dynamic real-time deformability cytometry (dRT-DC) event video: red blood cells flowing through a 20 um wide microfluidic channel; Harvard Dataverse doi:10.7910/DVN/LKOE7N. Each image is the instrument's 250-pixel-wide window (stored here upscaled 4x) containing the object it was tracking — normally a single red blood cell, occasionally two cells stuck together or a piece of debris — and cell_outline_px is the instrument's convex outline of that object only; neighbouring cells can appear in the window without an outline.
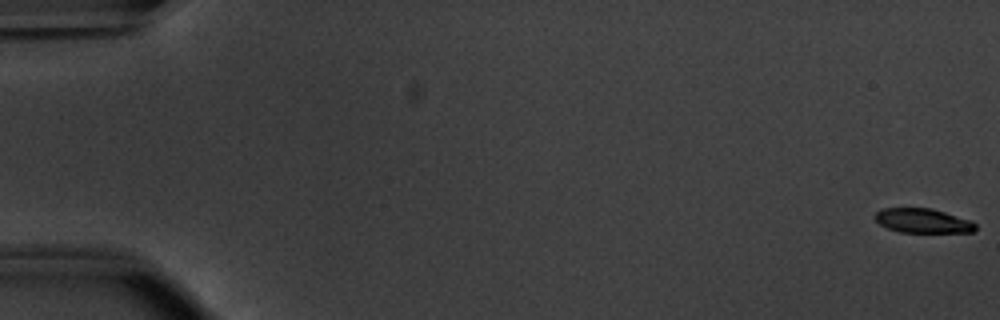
{"species": "common noctule bat (a hibernating species)", "species_latin": "Nyctalus noctula", "temperature_condition": "warm", "stored_images_in_passage": 54, "camera_frame_rate_fps": 3000, "um_per_image_px": 0.085, "animal": {"sex": "male", "body_mass_g": 20.1, "forearm_length_mm": 53.5}, "frame": {"image": 1, "passage_image": 1, "time_ms": 0.0, "image_size_px": [1000, 320], "cell_outline_px": [[976, 228], [972, 232], [900, 232], [888, 228], [880, 224], [872, 216], [880, 208], [932, 208], [968, 220], [976, 224]], "centroid_in_image_um": [78.38, 18.75], "position_along_channel_um": 6.6, "area_um2": 14.16}}
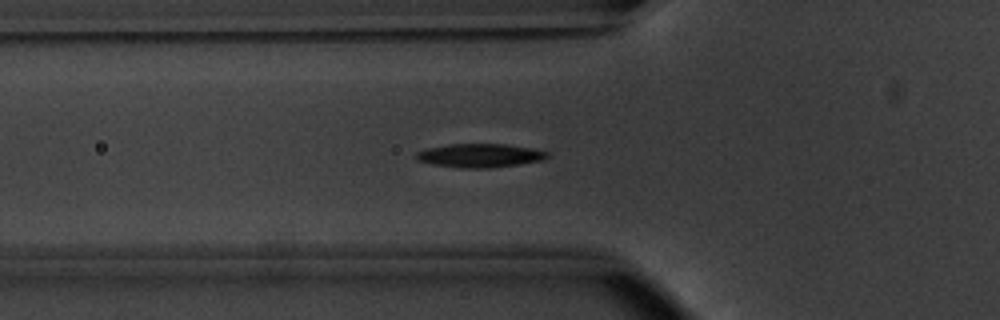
{"frame": {"image": 2, "passage_image": 20, "time_ms": 6.333, "image_size_px": [1000, 320], "cell_outline_px": [[548, 156], [544, 160], [520, 164], [492, 168], [460, 168], [432, 164], [416, 160], [416, 152], [428, 148], [448, 144], [504, 144], [532, 148], [548, 152]], "centroid_in_image_um": [40.79, 13.22], "position_along_channel_um": 85.0, "area_um2": 18.15}}
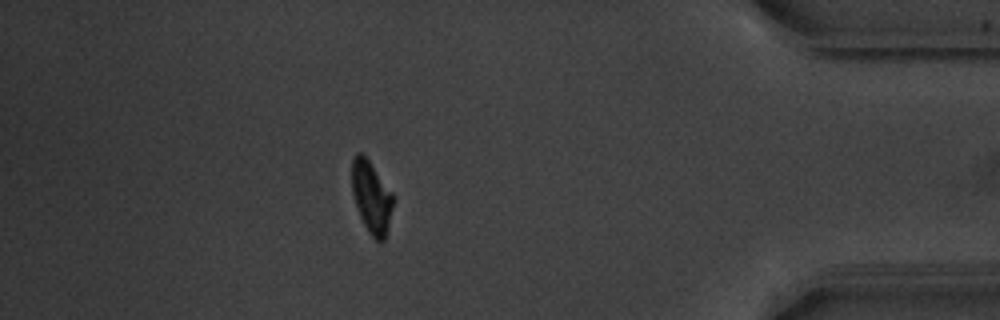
{"frame": {"image": 3, "passage_image": 48, "time_ms": 15.667, "image_size_px": [1000, 320], "cell_outline_px": [[392, 208], [384, 240], [376, 240], [368, 232], [360, 216], [352, 192], [352, 160], [356, 152], [360, 152], [368, 160], [392, 192]], "centroid_in_image_um": [31.55, 16.73], "position_along_channel_um": 403.7, "area_um2": 16.76}, "authors_computed_cell_mechanics": {"area_um2": 17.4845, "velocity_mm_per_s": 3.816, "shape_relaxation_time_tau1_ms": 3.6891, "shape_relaxation_time_tau2_ms": 6.2372, "deformation_change_tau1": 0.1516, "deformation_change_tau2": 0.0982}}